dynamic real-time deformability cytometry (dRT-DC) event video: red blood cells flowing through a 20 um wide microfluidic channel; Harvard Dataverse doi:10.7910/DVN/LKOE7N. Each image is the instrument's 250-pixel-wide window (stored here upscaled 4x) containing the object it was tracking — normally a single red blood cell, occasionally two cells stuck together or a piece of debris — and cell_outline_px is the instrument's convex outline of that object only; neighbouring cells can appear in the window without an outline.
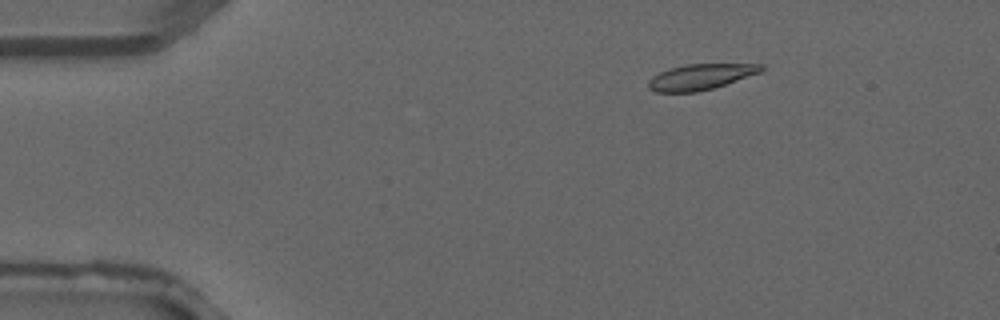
{"species": "common noctule bat (a hibernating species)", "species_latin": "Nyctalus noctula", "temperature_condition": "warm", "stored_images_in_passage": 3, "camera_frame_rate_fps": 3000, "um_per_image_px": 0.085, "animal": {"sex": "male", "forearm_length_mm": 52.5}, "frame": {"image": 1, "passage_image": 3, "time_ms": 0.667, "image_size_px": [1000, 320], "cell_outline_px": [[764, 68], [760, 72], [712, 88], [696, 92], [656, 92], [648, 88], [648, 80], [652, 76], [660, 72], [684, 64], [764, 64]], "centroid_in_image_um": [59.51, 6.53], "position_along_channel_um": 25.5, "area_um2": 16.65}}